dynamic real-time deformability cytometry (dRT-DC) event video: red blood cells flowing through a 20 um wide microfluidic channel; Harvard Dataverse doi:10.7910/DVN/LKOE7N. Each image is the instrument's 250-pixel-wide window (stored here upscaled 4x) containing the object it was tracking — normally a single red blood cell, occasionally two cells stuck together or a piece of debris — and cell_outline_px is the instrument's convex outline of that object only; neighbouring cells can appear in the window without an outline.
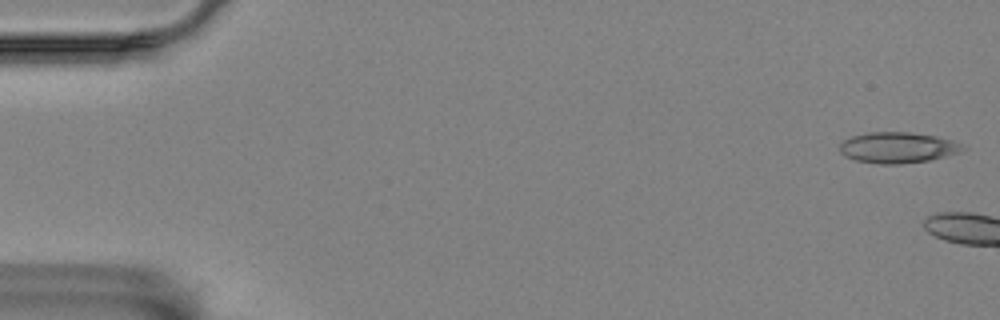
{"species": "Egyptian fruit bat (a non-hibernating species)", "species_latin": "Rousettus aegyptiacus", "temperature_condition": "room temperature", "stored_images_in_passage": 4, "camera_frame_rate_fps": 3000, "um_per_image_px": 0.085, "animal": {"sex": "female"}, "frame": {"image": 1, "passage_image": 1, "time_ms": 0.0, "image_size_px": [1000, 320], "cell_outline_px": [[968, 148], [960, 152], [928, 160], [900, 164], [880, 164], [856, 160], [844, 156], [840, 152], [840, 144], [844, 140], [852, 136], [868, 132], [908, 132], [936, 136], [952, 140]], "centroid_in_image_um": [76.29, 12.54], "position_along_channel_um": 8.7, "area_um2": 22.02}}